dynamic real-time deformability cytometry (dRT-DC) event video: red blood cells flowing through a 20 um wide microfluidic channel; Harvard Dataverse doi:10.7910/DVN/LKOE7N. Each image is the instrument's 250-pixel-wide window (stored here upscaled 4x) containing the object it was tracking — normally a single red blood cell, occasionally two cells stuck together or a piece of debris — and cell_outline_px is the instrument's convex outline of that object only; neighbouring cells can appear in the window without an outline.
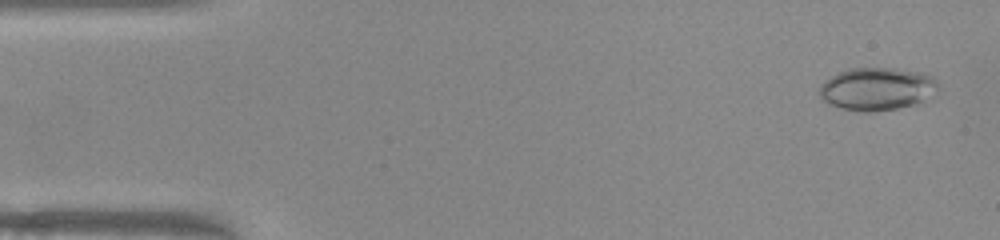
{"species": "common noctule bat (a hibernating species)", "species_latin": "Nyctalus noctula", "temperature_condition": "warm", "stored_images_in_passage": 50, "camera_frame_rate_fps": 3000, "um_per_image_px": 0.085, "animal": {"sex": "female", "body_mass_g": 22.0, "forearm_length_mm": 56.7}, "frame": {"image": 1, "passage_image": 2, "time_ms": 0.333, "image_size_px": [1000, 240], "cell_outline_px": [[940, 88], [936, 96], [924, 104], [876, 112], [860, 112], [840, 108], [828, 104], [816, 92], [820, 84], [832, 76], [848, 68], [892, 68], [924, 72], [932, 76], [940, 84]], "centroid_in_image_um": [74.64, 7.58], "position_along_channel_um": 10.4, "area_um2": 30.81}}
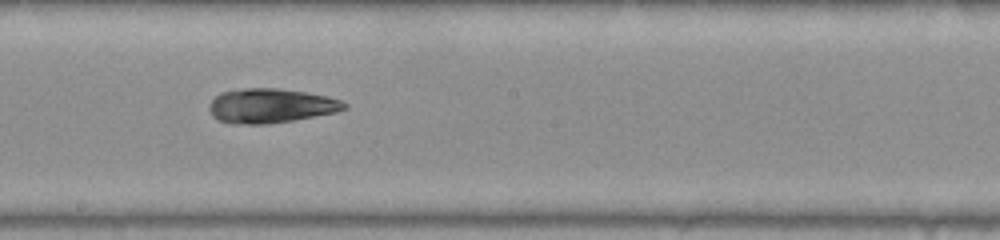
{"frame": {"image": 2, "passage_image": 27, "time_ms": 8.667, "image_size_px": [1000, 240], "cell_outline_px": [[348, 108], [336, 112], [292, 120], [268, 124], [228, 124], [216, 120], [212, 116], [208, 108], [208, 104], [220, 92], [244, 88], [276, 88], [304, 92], [328, 96], [340, 100], [348, 104]], "centroid_in_image_um": [22.97, 9.0], "position_along_channel_um": 225.2, "area_um2": 27.28}}
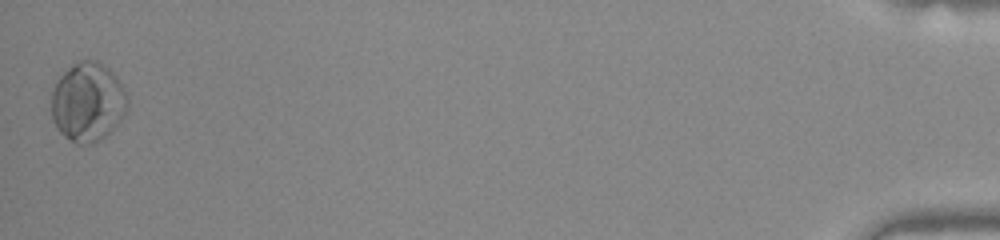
{"frame": {"image": 3, "passage_image": 50, "time_ms": 16.333, "image_size_px": [1000, 240], "cell_outline_px": [[128, 104], [120, 120], [104, 136], [92, 144], [76, 144], [64, 136], [56, 128], [52, 116], [52, 92], [60, 76], [72, 64], [80, 60], [92, 60], [108, 68], [116, 76], [124, 88], [128, 96]], "centroid_in_image_um": [7.45, 8.68], "position_along_channel_um": 427.7, "area_um2": 34.68}, "authors_computed_cell_mechanics": {"area_um2": 27.2238, "velocity_mm_per_s": 3.9718, "shape_relaxation_time_tau1_ms": 5.2867, "shape_relaxation_time_tau2_ms": 2.6522, "deformation_change_tau1": 0.1632, "deformation_change_tau2": 0.1005}}